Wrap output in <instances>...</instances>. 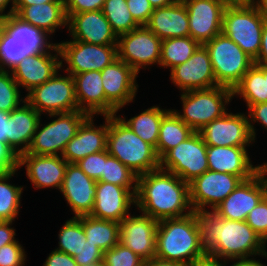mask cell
Listing matches in <instances>:
<instances>
[{
  "label": "cell",
  "mask_w": 267,
  "mask_h": 266,
  "mask_svg": "<svg viewBox=\"0 0 267 266\" xmlns=\"http://www.w3.org/2000/svg\"><path fill=\"white\" fill-rule=\"evenodd\" d=\"M205 254L200 245V230L195 211L183 217L166 218L158 222L156 257L188 265Z\"/></svg>",
  "instance_id": "cell-3"
},
{
  "label": "cell",
  "mask_w": 267,
  "mask_h": 266,
  "mask_svg": "<svg viewBox=\"0 0 267 266\" xmlns=\"http://www.w3.org/2000/svg\"><path fill=\"white\" fill-rule=\"evenodd\" d=\"M201 44L187 37H174L162 40L160 64L170 70L187 61Z\"/></svg>",
  "instance_id": "cell-36"
},
{
  "label": "cell",
  "mask_w": 267,
  "mask_h": 266,
  "mask_svg": "<svg viewBox=\"0 0 267 266\" xmlns=\"http://www.w3.org/2000/svg\"><path fill=\"white\" fill-rule=\"evenodd\" d=\"M9 72L8 70H0V112L6 114L18 108L20 102L26 101L20 99V86L14 80L12 72Z\"/></svg>",
  "instance_id": "cell-42"
},
{
  "label": "cell",
  "mask_w": 267,
  "mask_h": 266,
  "mask_svg": "<svg viewBox=\"0 0 267 266\" xmlns=\"http://www.w3.org/2000/svg\"><path fill=\"white\" fill-rule=\"evenodd\" d=\"M58 251L67 253L71 257L79 254L86 242V235L82 226V216L67 220L58 234Z\"/></svg>",
  "instance_id": "cell-40"
},
{
  "label": "cell",
  "mask_w": 267,
  "mask_h": 266,
  "mask_svg": "<svg viewBox=\"0 0 267 266\" xmlns=\"http://www.w3.org/2000/svg\"><path fill=\"white\" fill-rule=\"evenodd\" d=\"M103 255L104 252L100 248L86 240L83 248L74 259L78 266H85L103 261Z\"/></svg>",
  "instance_id": "cell-48"
},
{
  "label": "cell",
  "mask_w": 267,
  "mask_h": 266,
  "mask_svg": "<svg viewBox=\"0 0 267 266\" xmlns=\"http://www.w3.org/2000/svg\"><path fill=\"white\" fill-rule=\"evenodd\" d=\"M161 40L189 36L187 7L182 0L154 9L145 25Z\"/></svg>",
  "instance_id": "cell-27"
},
{
  "label": "cell",
  "mask_w": 267,
  "mask_h": 266,
  "mask_svg": "<svg viewBox=\"0 0 267 266\" xmlns=\"http://www.w3.org/2000/svg\"><path fill=\"white\" fill-rule=\"evenodd\" d=\"M68 74L102 71L117 59V45H96L77 40L57 43Z\"/></svg>",
  "instance_id": "cell-12"
},
{
  "label": "cell",
  "mask_w": 267,
  "mask_h": 266,
  "mask_svg": "<svg viewBox=\"0 0 267 266\" xmlns=\"http://www.w3.org/2000/svg\"><path fill=\"white\" fill-rule=\"evenodd\" d=\"M162 40L146 26H140L117 40V58L136 73L148 65L160 64Z\"/></svg>",
  "instance_id": "cell-11"
},
{
  "label": "cell",
  "mask_w": 267,
  "mask_h": 266,
  "mask_svg": "<svg viewBox=\"0 0 267 266\" xmlns=\"http://www.w3.org/2000/svg\"><path fill=\"white\" fill-rule=\"evenodd\" d=\"M195 131L186 125L173 111L169 110L162 118L159 138L155 148L161 159L169 150L188 139Z\"/></svg>",
  "instance_id": "cell-33"
},
{
  "label": "cell",
  "mask_w": 267,
  "mask_h": 266,
  "mask_svg": "<svg viewBox=\"0 0 267 266\" xmlns=\"http://www.w3.org/2000/svg\"><path fill=\"white\" fill-rule=\"evenodd\" d=\"M67 17V27L73 40L96 45H117L118 37L102 10L67 14Z\"/></svg>",
  "instance_id": "cell-20"
},
{
  "label": "cell",
  "mask_w": 267,
  "mask_h": 266,
  "mask_svg": "<svg viewBox=\"0 0 267 266\" xmlns=\"http://www.w3.org/2000/svg\"><path fill=\"white\" fill-rule=\"evenodd\" d=\"M68 162L60 155L20 154L18 169L26 166V174L36 189L62 187Z\"/></svg>",
  "instance_id": "cell-23"
},
{
  "label": "cell",
  "mask_w": 267,
  "mask_h": 266,
  "mask_svg": "<svg viewBox=\"0 0 267 266\" xmlns=\"http://www.w3.org/2000/svg\"><path fill=\"white\" fill-rule=\"evenodd\" d=\"M137 177L134 172L122 164L117 158L111 156L106 149L103 175L98 181L125 187L135 196L137 192Z\"/></svg>",
  "instance_id": "cell-39"
},
{
  "label": "cell",
  "mask_w": 267,
  "mask_h": 266,
  "mask_svg": "<svg viewBox=\"0 0 267 266\" xmlns=\"http://www.w3.org/2000/svg\"><path fill=\"white\" fill-rule=\"evenodd\" d=\"M159 168L177 175L188 184L209 170L207 145L201 134L194 132L188 139L169 150L160 159Z\"/></svg>",
  "instance_id": "cell-9"
},
{
  "label": "cell",
  "mask_w": 267,
  "mask_h": 266,
  "mask_svg": "<svg viewBox=\"0 0 267 266\" xmlns=\"http://www.w3.org/2000/svg\"><path fill=\"white\" fill-rule=\"evenodd\" d=\"M247 224L267 242V195L248 214Z\"/></svg>",
  "instance_id": "cell-44"
},
{
  "label": "cell",
  "mask_w": 267,
  "mask_h": 266,
  "mask_svg": "<svg viewBox=\"0 0 267 266\" xmlns=\"http://www.w3.org/2000/svg\"><path fill=\"white\" fill-rule=\"evenodd\" d=\"M40 115L27 101L7 114L6 142L18 156L27 152L41 119Z\"/></svg>",
  "instance_id": "cell-28"
},
{
  "label": "cell",
  "mask_w": 267,
  "mask_h": 266,
  "mask_svg": "<svg viewBox=\"0 0 267 266\" xmlns=\"http://www.w3.org/2000/svg\"><path fill=\"white\" fill-rule=\"evenodd\" d=\"M187 7L189 36L201 45L222 32L226 8L219 0H182Z\"/></svg>",
  "instance_id": "cell-17"
},
{
  "label": "cell",
  "mask_w": 267,
  "mask_h": 266,
  "mask_svg": "<svg viewBox=\"0 0 267 266\" xmlns=\"http://www.w3.org/2000/svg\"><path fill=\"white\" fill-rule=\"evenodd\" d=\"M151 4V6L156 9L160 7H165L170 4H173L177 0H148Z\"/></svg>",
  "instance_id": "cell-62"
},
{
  "label": "cell",
  "mask_w": 267,
  "mask_h": 266,
  "mask_svg": "<svg viewBox=\"0 0 267 266\" xmlns=\"http://www.w3.org/2000/svg\"><path fill=\"white\" fill-rule=\"evenodd\" d=\"M105 266H143L144 259L120 242L104 252Z\"/></svg>",
  "instance_id": "cell-43"
},
{
  "label": "cell",
  "mask_w": 267,
  "mask_h": 266,
  "mask_svg": "<svg viewBox=\"0 0 267 266\" xmlns=\"http://www.w3.org/2000/svg\"><path fill=\"white\" fill-rule=\"evenodd\" d=\"M264 164V165H263ZM261 166V171L264 173V175H267V163H263ZM267 179V177H266Z\"/></svg>",
  "instance_id": "cell-64"
},
{
  "label": "cell",
  "mask_w": 267,
  "mask_h": 266,
  "mask_svg": "<svg viewBox=\"0 0 267 266\" xmlns=\"http://www.w3.org/2000/svg\"><path fill=\"white\" fill-rule=\"evenodd\" d=\"M248 116L228 113L208 123L199 131L207 146L247 147L254 142Z\"/></svg>",
  "instance_id": "cell-16"
},
{
  "label": "cell",
  "mask_w": 267,
  "mask_h": 266,
  "mask_svg": "<svg viewBox=\"0 0 267 266\" xmlns=\"http://www.w3.org/2000/svg\"><path fill=\"white\" fill-rule=\"evenodd\" d=\"M49 116L59 117L44 124L42 128L39 127V121L27 152L22 154L58 156L60 152L61 156L68 142L76 135L78 128L89 115L81 110H75Z\"/></svg>",
  "instance_id": "cell-8"
},
{
  "label": "cell",
  "mask_w": 267,
  "mask_h": 266,
  "mask_svg": "<svg viewBox=\"0 0 267 266\" xmlns=\"http://www.w3.org/2000/svg\"><path fill=\"white\" fill-rule=\"evenodd\" d=\"M105 0H64L66 14L102 10Z\"/></svg>",
  "instance_id": "cell-49"
},
{
  "label": "cell",
  "mask_w": 267,
  "mask_h": 266,
  "mask_svg": "<svg viewBox=\"0 0 267 266\" xmlns=\"http://www.w3.org/2000/svg\"><path fill=\"white\" fill-rule=\"evenodd\" d=\"M243 97L251 105L267 102V66L254 64L233 88V96Z\"/></svg>",
  "instance_id": "cell-32"
},
{
  "label": "cell",
  "mask_w": 267,
  "mask_h": 266,
  "mask_svg": "<svg viewBox=\"0 0 267 266\" xmlns=\"http://www.w3.org/2000/svg\"><path fill=\"white\" fill-rule=\"evenodd\" d=\"M43 266H78L74 257L67 253L53 250L46 259Z\"/></svg>",
  "instance_id": "cell-52"
},
{
  "label": "cell",
  "mask_w": 267,
  "mask_h": 266,
  "mask_svg": "<svg viewBox=\"0 0 267 266\" xmlns=\"http://www.w3.org/2000/svg\"><path fill=\"white\" fill-rule=\"evenodd\" d=\"M143 266H188V265L176 261L160 259L155 256L150 259L144 260Z\"/></svg>",
  "instance_id": "cell-56"
},
{
  "label": "cell",
  "mask_w": 267,
  "mask_h": 266,
  "mask_svg": "<svg viewBox=\"0 0 267 266\" xmlns=\"http://www.w3.org/2000/svg\"><path fill=\"white\" fill-rule=\"evenodd\" d=\"M222 4L227 6H243L252 4L254 0H219Z\"/></svg>",
  "instance_id": "cell-61"
},
{
  "label": "cell",
  "mask_w": 267,
  "mask_h": 266,
  "mask_svg": "<svg viewBox=\"0 0 267 266\" xmlns=\"http://www.w3.org/2000/svg\"><path fill=\"white\" fill-rule=\"evenodd\" d=\"M170 79L183 92L218 86L204 45H200L187 61L172 68Z\"/></svg>",
  "instance_id": "cell-18"
},
{
  "label": "cell",
  "mask_w": 267,
  "mask_h": 266,
  "mask_svg": "<svg viewBox=\"0 0 267 266\" xmlns=\"http://www.w3.org/2000/svg\"><path fill=\"white\" fill-rule=\"evenodd\" d=\"M256 0L253 1V5L261 15V17L267 22V0Z\"/></svg>",
  "instance_id": "cell-59"
},
{
  "label": "cell",
  "mask_w": 267,
  "mask_h": 266,
  "mask_svg": "<svg viewBox=\"0 0 267 266\" xmlns=\"http://www.w3.org/2000/svg\"><path fill=\"white\" fill-rule=\"evenodd\" d=\"M233 96V89L215 86L208 89L182 92L183 114L173 110L176 115L195 132H199L208 123L222 117L227 111Z\"/></svg>",
  "instance_id": "cell-5"
},
{
  "label": "cell",
  "mask_w": 267,
  "mask_h": 266,
  "mask_svg": "<svg viewBox=\"0 0 267 266\" xmlns=\"http://www.w3.org/2000/svg\"><path fill=\"white\" fill-rule=\"evenodd\" d=\"M106 150L90 154L80 159L76 164L90 178L98 181L103 175Z\"/></svg>",
  "instance_id": "cell-45"
},
{
  "label": "cell",
  "mask_w": 267,
  "mask_h": 266,
  "mask_svg": "<svg viewBox=\"0 0 267 266\" xmlns=\"http://www.w3.org/2000/svg\"><path fill=\"white\" fill-rule=\"evenodd\" d=\"M246 147L207 146L209 170L239 176L243 181L251 179L261 166H253Z\"/></svg>",
  "instance_id": "cell-26"
},
{
  "label": "cell",
  "mask_w": 267,
  "mask_h": 266,
  "mask_svg": "<svg viewBox=\"0 0 267 266\" xmlns=\"http://www.w3.org/2000/svg\"><path fill=\"white\" fill-rule=\"evenodd\" d=\"M14 14L23 22L47 34L68 25L64 2H49L31 6H15Z\"/></svg>",
  "instance_id": "cell-29"
},
{
  "label": "cell",
  "mask_w": 267,
  "mask_h": 266,
  "mask_svg": "<svg viewBox=\"0 0 267 266\" xmlns=\"http://www.w3.org/2000/svg\"><path fill=\"white\" fill-rule=\"evenodd\" d=\"M158 220L142 213L120 222L119 242L144 260L155 257Z\"/></svg>",
  "instance_id": "cell-19"
},
{
  "label": "cell",
  "mask_w": 267,
  "mask_h": 266,
  "mask_svg": "<svg viewBox=\"0 0 267 266\" xmlns=\"http://www.w3.org/2000/svg\"><path fill=\"white\" fill-rule=\"evenodd\" d=\"M200 245L204 251L223 261H253L251 255L267 257L266 243L246 221L227 220L213 211H196Z\"/></svg>",
  "instance_id": "cell-1"
},
{
  "label": "cell",
  "mask_w": 267,
  "mask_h": 266,
  "mask_svg": "<svg viewBox=\"0 0 267 266\" xmlns=\"http://www.w3.org/2000/svg\"><path fill=\"white\" fill-rule=\"evenodd\" d=\"M254 64L267 66V22H264L261 37V48L258 57L254 60Z\"/></svg>",
  "instance_id": "cell-54"
},
{
  "label": "cell",
  "mask_w": 267,
  "mask_h": 266,
  "mask_svg": "<svg viewBox=\"0 0 267 266\" xmlns=\"http://www.w3.org/2000/svg\"><path fill=\"white\" fill-rule=\"evenodd\" d=\"M25 100L40 114L78 110L74 78L68 73L62 77L56 72L51 79L29 91Z\"/></svg>",
  "instance_id": "cell-10"
},
{
  "label": "cell",
  "mask_w": 267,
  "mask_h": 266,
  "mask_svg": "<svg viewBox=\"0 0 267 266\" xmlns=\"http://www.w3.org/2000/svg\"><path fill=\"white\" fill-rule=\"evenodd\" d=\"M72 76L78 110L92 116L95 114L105 116V91L101 71L92 70Z\"/></svg>",
  "instance_id": "cell-30"
},
{
  "label": "cell",
  "mask_w": 267,
  "mask_h": 266,
  "mask_svg": "<svg viewBox=\"0 0 267 266\" xmlns=\"http://www.w3.org/2000/svg\"><path fill=\"white\" fill-rule=\"evenodd\" d=\"M248 110H249L248 118H250L249 119V126H250V130H251L253 139L255 140L256 132H255L254 126L252 124V121L253 122H256V121L260 122L262 124V126L266 127V129H267V102L251 105L248 108Z\"/></svg>",
  "instance_id": "cell-51"
},
{
  "label": "cell",
  "mask_w": 267,
  "mask_h": 266,
  "mask_svg": "<svg viewBox=\"0 0 267 266\" xmlns=\"http://www.w3.org/2000/svg\"><path fill=\"white\" fill-rule=\"evenodd\" d=\"M267 195L266 175L260 170L242 181L213 212L227 220L246 221L249 212Z\"/></svg>",
  "instance_id": "cell-15"
},
{
  "label": "cell",
  "mask_w": 267,
  "mask_h": 266,
  "mask_svg": "<svg viewBox=\"0 0 267 266\" xmlns=\"http://www.w3.org/2000/svg\"><path fill=\"white\" fill-rule=\"evenodd\" d=\"M207 49L216 83L233 89L254 65V60L223 32L203 44Z\"/></svg>",
  "instance_id": "cell-6"
},
{
  "label": "cell",
  "mask_w": 267,
  "mask_h": 266,
  "mask_svg": "<svg viewBox=\"0 0 267 266\" xmlns=\"http://www.w3.org/2000/svg\"><path fill=\"white\" fill-rule=\"evenodd\" d=\"M19 241L4 245L0 248V266H24L25 251Z\"/></svg>",
  "instance_id": "cell-46"
},
{
  "label": "cell",
  "mask_w": 267,
  "mask_h": 266,
  "mask_svg": "<svg viewBox=\"0 0 267 266\" xmlns=\"http://www.w3.org/2000/svg\"><path fill=\"white\" fill-rule=\"evenodd\" d=\"M135 205L143 214L158 221L183 217L193 212L189 201V184L160 168L137 177Z\"/></svg>",
  "instance_id": "cell-2"
},
{
  "label": "cell",
  "mask_w": 267,
  "mask_h": 266,
  "mask_svg": "<svg viewBox=\"0 0 267 266\" xmlns=\"http://www.w3.org/2000/svg\"><path fill=\"white\" fill-rule=\"evenodd\" d=\"M12 1L11 5L12 7L10 8V11L7 12V14L3 13L5 11V9L7 8L8 3ZM15 2L16 0H0V20L11 16L14 14V7H15Z\"/></svg>",
  "instance_id": "cell-57"
},
{
  "label": "cell",
  "mask_w": 267,
  "mask_h": 266,
  "mask_svg": "<svg viewBox=\"0 0 267 266\" xmlns=\"http://www.w3.org/2000/svg\"><path fill=\"white\" fill-rule=\"evenodd\" d=\"M169 111L160 109L158 106H152L146 109L137 116L130 118L126 121L125 118L119 116L135 134H137L143 141L148 142L156 148L160 124L163 116Z\"/></svg>",
  "instance_id": "cell-35"
},
{
  "label": "cell",
  "mask_w": 267,
  "mask_h": 266,
  "mask_svg": "<svg viewBox=\"0 0 267 266\" xmlns=\"http://www.w3.org/2000/svg\"><path fill=\"white\" fill-rule=\"evenodd\" d=\"M82 226L86 235V240L96 245L103 252L113 248L119 243L120 222L102 220L82 216Z\"/></svg>",
  "instance_id": "cell-34"
},
{
  "label": "cell",
  "mask_w": 267,
  "mask_h": 266,
  "mask_svg": "<svg viewBox=\"0 0 267 266\" xmlns=\"http://www.w3.org/2000/svg\"><path fill=\"white\" fill-rule=\"evenodd\" d=\"M243 180L239 176L212 170L189 183V201L193 211H206V205L211 210L219 205Z\"/></svg>",
  "instance_id": "cell-14"
},
{
  "label": "cell",
  "mask_w": 267,
  "mask_h": 266,
  "mask_svg": "<svg viewBox=\"0 0 267 266\" xmlns=\"http://www.w3.org/2000/svg\"><path fill=\"white\" fill-rule=\"evenodd\" d=\"M32 55L30 49H26L15 41L11 35L0 25V70L10 71L27 56Z\"/></svg>",
  "instance_id": "cell-41"
},
{
  "label": "cell",
  "mask_w": 267,
  "mask_h": 266,
  "mask_svg": "<svg viewBox=\"0 0 267 266\" xmlns=\"http://www.w3.org/2000/svg\"><path fill=\"white\" fill-rule=\"evenodd\" d=\"M126 2L134 20L140 26H145L154 11L150 2L148 0H126Z\"/></svg>",
  "instance_id": "cell-47"
},
{
  "label": "cell",
  "mask_w": 267,
  "mask_h": 266,
  "mask_svg": "<svg viewBox=\"0 0 267 266\" xmlns=\"http://www.w3.org/2000/svg\"><path fill=\"white\" fill-rule=\"evenodd\" d=\"M58 56L61 57L60 52L54 55L50 51L35 53L23 58L10 72L16 83L29 92L51 79L62 68L63 62Z\"/></svg>",
  "instance_id": "cell-24"
},
{
  "label": "cell",
  "mask_w": 267,
  "mask_h": 266,
  "mask_svg": "<svg viewBox=\"0 0 267 266\" xmlns=\"http://www.w3.org/2000/svg\"><path fill=\"white\" fill-rule=\"evenodd\" d=\"M135 204V196L125 187L97 181L94 208L91 217L121 222Z\"/></svg>",
  "instance_id": "cell-22"
},
{
  "label": "cell",
  "mask_w": 267,
  "mask_h": 266,
  "mask_svg": "<svg viewBox=\"0 0 267 266\" xmlns=\"http://www.w3.org/2000/svg\"><path fill=\"white\" fill-rule=\"evenodd\" d=\"M85 266H105L103 261L100 262H96L94 264H90V265H85Z\"/></svg>",
  "instance_id": "cell-65"
},
{
  "label": "cell",
  "mask_w": 267,
  "mask_h": 266,
  "mask_svg": "<svg viewBox=\"0 0 267 266\" xmlns=\"http://www.w3.org/2000/svg\"><path fill=\"white\" fill-rule=\"evenodd\" d=\"M18 169L0 173V221H14L19 214L23 187L6 183Z\"/></svg>",
  "instance_id": "cell-37"
},
{
  "label": "cell",
  "mask_w": 267,
  "mask_h": 266,
  "mask_svg": "<svg viewBox=\"0 0 267 266\" xmlns=\"http://www.w3.org/2000/svg\"><path fill=\"white\" fill-rule=\"evenodd\" d=\"M102 12L117 37L140 27L129 11L126 0H105Z\"/></svg>",
  "instance_id": "cell-38"
},
{
  "label": "cell",
  "mask_w": 267,
  "mask_h": 266,
  "mask_svg": "<svg viewBox=\"0 0 267 266\" xmlns=\"http://www.w3.org/2000/svg\"><path fill=\"white\" fill-rule=\"evenodd\" d=\"M49 2H64V0H16L15 6H31Z\"/></svg>",
  "instance_id": "cell-60"
},
{
  "label": "cell",
  "mask_w": 267,
  "mask_h": 266,
  "mask_svg": "<svg viewBox=\"0 0 267 266\" xmlns=\"http://www.w3.org/2000/svg\"><path fill=\"white\" fill-rule=\"evenodd\" d=\"M19 156L6 141H0V173L18 168Z\"/></svg>",
  "instance_id": "cell-50"
},
{
  "label": "cell",
  "mask_w": 267,
  "mask_h": 266,
  "mask_svg": "<svg viewBox=\"0 0 267 266\" xmlns=\"http://www.w3.org/2000/svg\"><path fill=\"white\" fill-rule=\"evenodd\" d=\"M96 180L88 177L76 163H68L60 192L75 217L90 215L95 203Z\"/></svg>",
  "instance_id": "cell-21"
},
{
  "label": "cell",
  "mask_w": 267,
  "mask_h": 266,
  "mask_svg": "<svg viewBox=\"0 0 267 266\" xmlns=\"http://www.w3.org/2000/svg\"><path fill=\"white\" fill-rule=\"evenodd\" d=\"M8 116L0 112V141H6V132L8 130Z\"/></svg>",
  "instance_id": "cell-58"
},
{
  "label": "cell",
  "mask_w": 267,
  "mask_h": 266,
  "mask_svg": "<svg viewBox=\"0 0 267 266\" xmlns=\"http://www.w3.org/2000/svg\"><path fill=\"white\" fill-rule=\"evenodd\" d=\"M13 221H0V248L4 245L16 242L15 229L11 228Z\"/></svg>",
  "instance_id": "cell-53"
},
{
  "label": "cell",
  "mask_w": 267,
  "mask_h": 266,
  "mask_svg": "<svg viewBox=\"0 0 267 266\" xmlns=\"http://www.w3.org/2000/svg\"><path fill=\"white\" fill-rule=\"evenodd\" d=\"M264 22L253 4L227 6L223 13L222 32L255 60L261 48Z\"/></svg>",
  "instance_id": "cell-7"
},
{
  "label": "cell",
  "mask_w": 267,
  "mask_h": 266,
  "mask_svg": "<svg viewBox=\"0 0 267 266\" xmlns=\"http://www.w3.org/2000/svg\"><path fill=\"white\" fill-rule=\"evenodd\" d=\"M137 74L118 58L101 71L105 91V116L116 115L119 109L134 100L138 88Z\"/></svg>",
  "instance_id": "cell-13"
},
{
  "label": "cell",
  "mask_w": 267,
  "mask_h": 266,
  "mask_svg": "<svg viewBox=\"0 0 267 266\" xmlns=\"http://www.w3.org/2000/svg\"><path fill=\"white\" fill-rule=\"evenodd\" d=\"M0 25L11 35L15 41H20L32 54L46 51L60 52L58 44L50 43L48 34L36 27L23 22L15 14L0 20Z\"/></svg>",
  "instance_id": "cell-31"
},
{
  "label": "cell",
  "mask_w": 267,
  "mask_h": 266,
  "mask_svg": "<svg viewBox=\"0 0 267 266\" xmlns=\"http://www.w3.org/2000/svg\"><path fill=\"white\" fill-rule=\"evenodd\" d=\"M106 149L137 176L159 169L155 147L143 141L116 115L108 116Z\"/></svg>",
  "instance_id": "cell-4"
},
{
  "label": "cell",
  "mask_w": 267,
  "mask_h": 266,
  "mask_svg": "<svg viewBox=\"0 0 267 266\" xmlns=\"http://www.w3.org/2000/svg\"><path fill=\"white\" fill-rule=\"evenodd\" d=\"M104 117L105 124L98 127L94 125L92 115L82 122L61 155L68 163H77L90 154L106 150L108 116Z\"/></svg>",
  "instance_id": "cell-25"
},
{
  "label": "cell",
  "mask_w": 267,
  "mask_h": 266,
  "mask_svg": "<svg viewBox=\"0 0 267 266\" xmlns=\"http://www.w3.org/2000/svg\"><path fill=\"white\" fill-rule=\"evenodd\" d=\"M230 266H266V265L260 263V261H258V260L257 261L253 260V261H241V262L237 261Z\"/></svg>",
  "instance_id": "cell-63"
},
{
  "label": "cell",
  "mask_w": 267,
  "mask_h": 266,
  "mask_svg": "<svg viewBox=\"0 0 267 266\" xmlns=\"http://www.w3.org/2000/svg\"><path fill=\"white\" fill-rule=\"evenodd\" d=\"M219 258L205 254L188 264V266H225L226 261H221Z\"/></svg>",
  "instance_id": "cell-55"
}]
</instances>
